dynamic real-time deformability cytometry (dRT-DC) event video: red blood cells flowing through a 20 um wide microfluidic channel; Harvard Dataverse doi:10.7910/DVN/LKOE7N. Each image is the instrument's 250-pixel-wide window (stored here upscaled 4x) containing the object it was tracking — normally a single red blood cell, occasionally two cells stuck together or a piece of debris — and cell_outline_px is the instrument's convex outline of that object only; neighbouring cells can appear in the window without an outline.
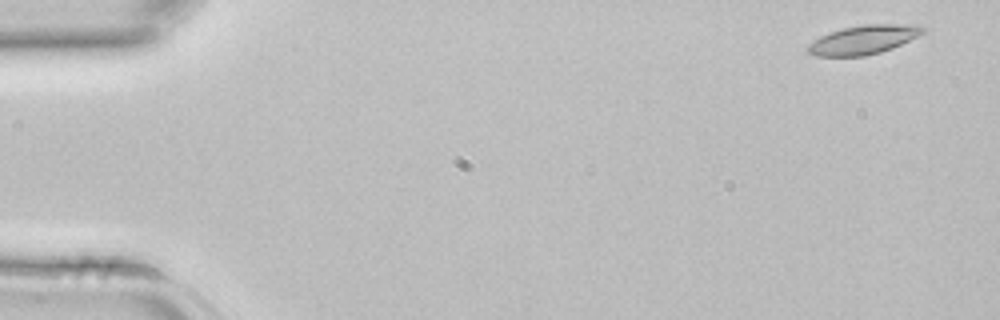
{"species": "common noctule bat (a hibernating species)", "species_latin": "Nyctalus noctula", "temperature_condition": "room temperature", "stored_images_in_passage": 3, "camera_frame_rate_fps": 3000, "um_per_image_px": 0.085, "animal": {"sex": "female", "body_mass_g": 22.7, "forearm_length_mm": 54.2}, "frame": {"image": 1, "passage_image": 1, "time_ms": 0.0, "image_size_px": [1000, 320], "cell_outline_px": [[924, 32], [892, 48], [880, 52], [864, 56], [816, 56], [808, 52], [804, 48], [808, 44], [820, 36], [844, 28], [864, 24], [920, 24], [924, 28]], "centroid_in_image_um": [73.37, 3.37], "position_along_channel_um": 11.6, "area_um2": 19.25}}
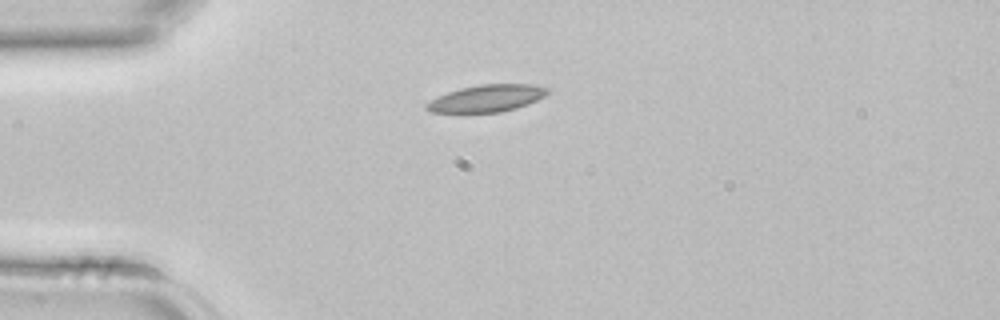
{"frame": {"image": 2, "passage_image": 3, "time_ms": 0.667, "image_size_px": [1000, 320], "cell_outline_px": [[548, 92], [544, 96], [528, 104], [516, 108], [500, 112], [432, 112], [424, 108], [424, 104], [448, 92], [460, 88], [480, 84], [532, 84], [548, 88]], "centroid_in_image_um": [41.38, 8.35], "position_along_channel_um": 43.6, "area_um2": 18.84}}